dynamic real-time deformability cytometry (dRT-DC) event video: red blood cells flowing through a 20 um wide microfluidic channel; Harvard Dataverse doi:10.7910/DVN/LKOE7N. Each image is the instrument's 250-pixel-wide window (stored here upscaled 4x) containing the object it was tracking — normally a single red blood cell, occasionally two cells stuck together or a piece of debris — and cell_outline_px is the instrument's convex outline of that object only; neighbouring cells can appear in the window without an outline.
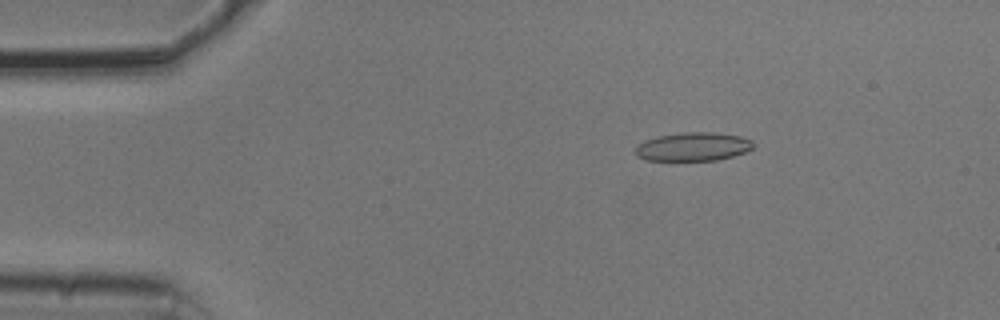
{"species": "common noctule bat (a hibernating species)", "species_latin": "Nyctalus noctula", "temperature_condition": "cold", "stored_images_in_passage": 54, "camera_frame_rate_fps": 3000, "um_per_image_px": 0.085, "animal": {"sex": "male", "body_mass_g": 20.5, "forearm_length_mm": 52.5}, "frame": {"image": 1, "passage_image": 9, "time_ms": 2.667, "image_size_px": [1000, 320], "cell_outline_px": [[756, 144], [752, 148], [744, 152], [732, 156], [716, 160], [644, 160], [636, 156], [636, 148], [644, 140], [656, 136], [684, 132], [712, 132], [740, 136], [752, 140]], "centroid_in_image_um": [58.91, 12.46], "position_along_channel_um": 26.1, "area_um2": 19.59}}
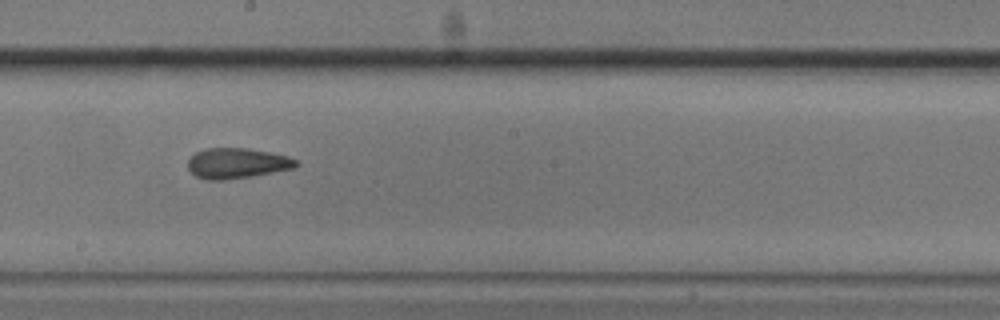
{"frame": {"image": 2, "passage_image": 30, "time_ms": 9.667, "image_size_px": [1000, 320], "cell_outline_px": [[300, 164], [296, 168], [252, 176], [224, 180], [204, 180], [196, 176], [188, 168], [188, 160], [196, 152], [204, 148], [248, 148], [272, 152], [288, 156], [296, 160]], "centroid_in_image_um": [20.17, 13.87], "position_along_channel_um": 228.0, "area_um2": 19.36}}
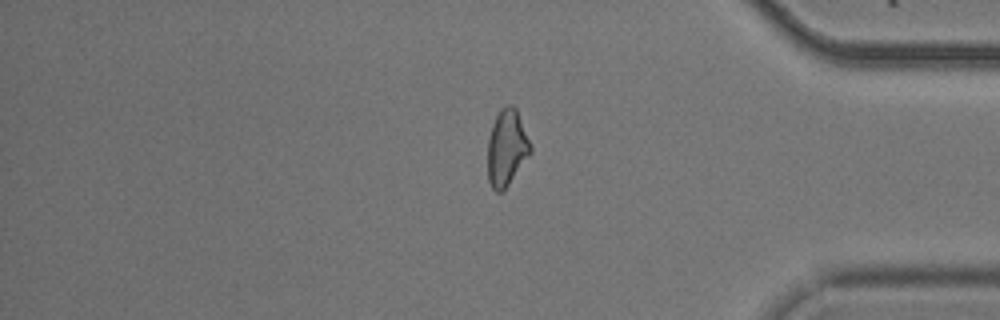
{"frame": {"image": 3, "passage_image": 45, "time_ms": 14.667, "image_size_px": [1000, 320], "cell_outline_px": [[532, 152], [508, 184], [500, 192], [496, 192], [492, 188], [488, 180], [488, 136], [492, 124], [500, 108], [508, 104], [512, 104], [516, 108], [532, 148]], "centroid_in_image_um": [43.06, 12.54], "position_along_channel_um": 392.1, "area_um2": 18.9}, "authors_computed_cell_mechanics": {"area_um2": 19.5364, "velocity_mm_per_s": 3.7568, "shape_relaxation_time_tau1_ms": 6.0853, "shape_relaxation_time_tau2_ms": 2.769, "deformation_change_tau1": 0.1194, "deformation_change_tau2": 0.098}}